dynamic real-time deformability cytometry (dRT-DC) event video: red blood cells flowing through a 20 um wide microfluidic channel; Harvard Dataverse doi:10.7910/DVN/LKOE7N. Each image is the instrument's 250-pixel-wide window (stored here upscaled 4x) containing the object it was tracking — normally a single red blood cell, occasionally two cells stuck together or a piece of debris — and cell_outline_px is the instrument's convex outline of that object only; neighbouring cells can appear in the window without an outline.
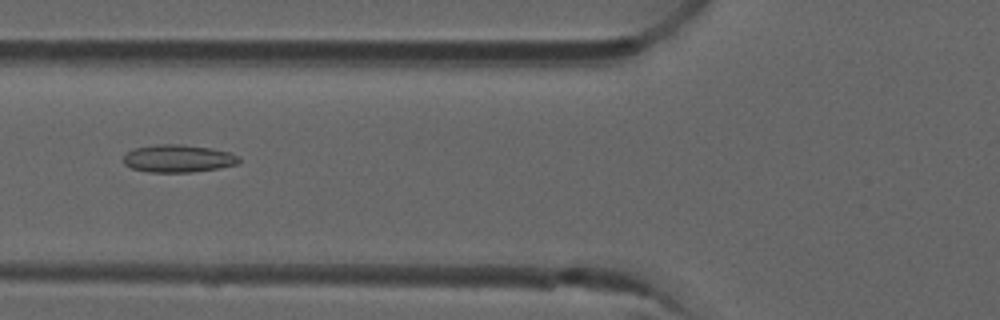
{"species": "common noctule bat (a hibernating species)", "species_latin": "Nyctalus noctula", "temperature_condition": "room temperature", "stored_images_in_passage": 52, "camera_frame_rate_fps": 3000, "um_per_image_px": 0.085, "animal": {"sex": "male", "forearm_length_mm": 52.5}, "frame": {"image": 1, "passage_image": 20, "time_ms": 6.333, "image_size_px": [1000, 320], "cell_outline_px": [[240, 164], [220, 168], [192, 172], [152, 172], [132, 168], [124, 164], [124, 156], [132, 148], [156, 144], [184, 144], [212, 148], [228, 152], [240, 156]], "centroid_in_image_um": [15.18, 13.46], "position_along_channel_um": 110.6, "area_um2": 18.79}}
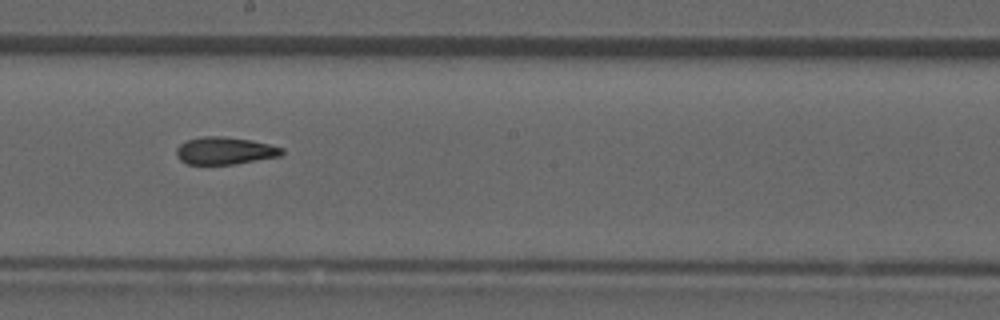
{"frame": {"image": 2, "passage_image": 29, "time_ms": 9.333, "image_size_px": [1000, 320], "cell_outline_px": [[284, 152], [280, 156], [232, 164], [188, 164], [180, 160], [176, 156], [176, 148], [180, 144], [188, 140], [204, 136], [220, 136], [252, 140], [284, 148]], "centroid_in_image_um": [19.1, 12.81], "position_along_channel_um": 229.1, "area_um2": 16.7}}
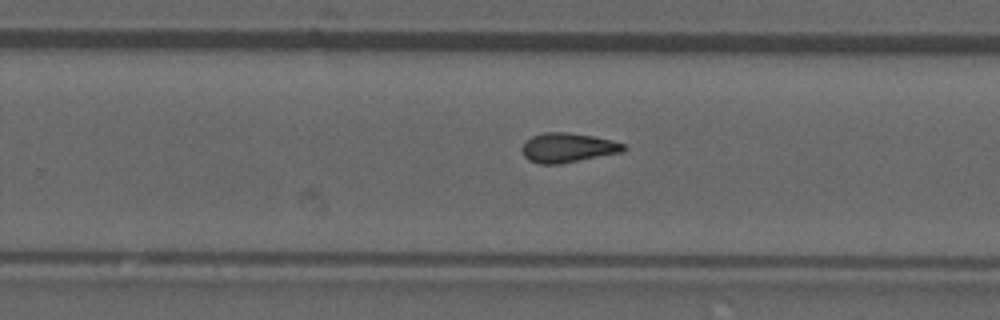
{"frame": {"image": 3, "passage_image": 33, "time_ms": 10.667, "image_size_px": [1000, 320], "cell_outline_px": [[628, 148], [624, 152], [560, 164], [540, 164], [528, 160], [524, 156], [520, 148], [532, 136], [544, 132], [568, 132], [592, 136], [612, 140], [624, 144]], "centroid_in_image_um": [48.28, 12.56], "position_along_channel_um": 281.5, "area_um2": 17.57}, "authors_computed_cell_mechanics": {"area_um2": 17.4267, "velocity_mm_per_s": 3.9528, "shape_relaxation_time_tau1_ms": null, "shape_relaxation_time_tau2_ms": 3.722, "deformation_change_tau1": null, "deformation_change_tau2": 0.1213}}